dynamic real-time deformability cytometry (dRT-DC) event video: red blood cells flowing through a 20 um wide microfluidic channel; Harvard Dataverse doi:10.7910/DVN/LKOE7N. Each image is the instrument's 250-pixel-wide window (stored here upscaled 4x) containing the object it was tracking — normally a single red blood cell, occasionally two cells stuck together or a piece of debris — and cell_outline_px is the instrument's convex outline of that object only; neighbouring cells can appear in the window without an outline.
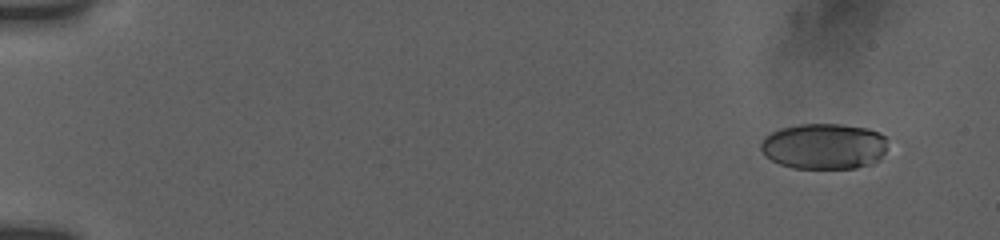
{"species": "human", "species_latin": "Homo sapiens", "temperature_condition": "room temperature", "stored_images_in_passage": 18, "camera_frame_rate_fps": 3000, "um_per_image_px": 0.085, "donor": {"sex": "female"}, "frame": {"image": 1, "passage_image": 2, "time_ms": 1.0, "image_size_px": [1000, 240], "cell_outline_px": [[888, 140], [884, 152], [872, 164], [856, 168], [792, 168], [780, 164], [764, 156], [760, 148], [760, 144], [764, 136], [780, 128], [800, 124], [840, 124], [868, 128], [880, 132]], "centroid_in_image_um": [70.03, 12.42], "position_along_channel_um": 15.0, "area_um2": 34.1}}
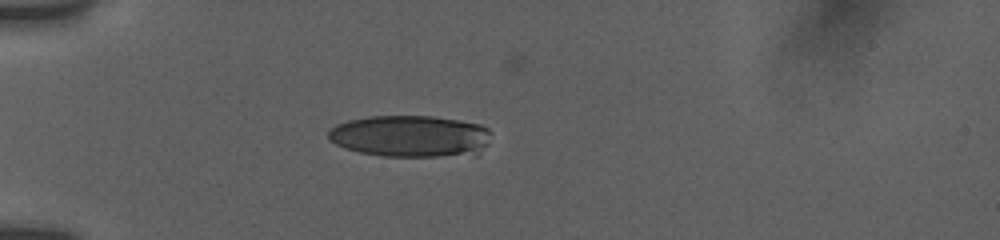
{"frame": {"image": 2, "passage_image": 6, "time_ms": 5.333, "image_size_px": [1000, 240], "cell_outline_px": [[492, 132], [488, 144], [476, 156], [384, 156], [360, 152], [344, 148], [328, 140], [328, 132], [336, 124], [348, 120], [372, 116], [432, 116], [460, 120], [480, 124], [488, 128]], "centroid_in_image_um": [34.94, 11.58], "position_along_channel_um": 50.1, "area_um2": 40.11}}